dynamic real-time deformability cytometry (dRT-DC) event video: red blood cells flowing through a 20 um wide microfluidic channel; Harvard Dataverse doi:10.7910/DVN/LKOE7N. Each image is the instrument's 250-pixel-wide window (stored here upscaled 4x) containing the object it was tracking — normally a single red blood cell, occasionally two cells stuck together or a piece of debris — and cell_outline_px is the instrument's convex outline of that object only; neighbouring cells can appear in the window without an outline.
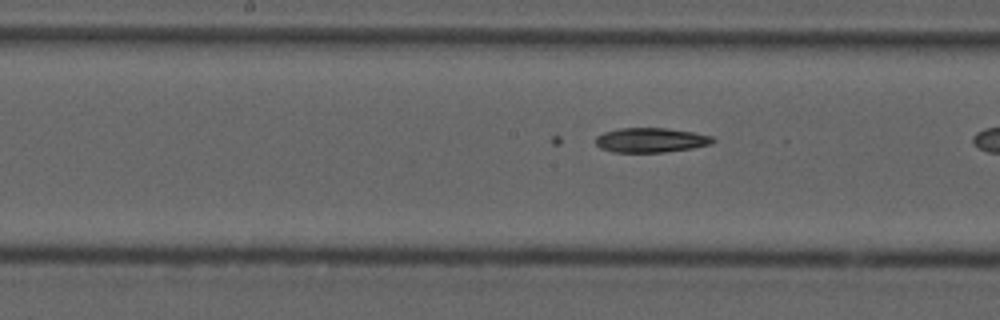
{"species": "common noctule bat (a hibernating species)", "species_latin": "Nyctalus noctula", "temperature_condition": "cold", "stored_images_in_passage": 26, "camera_frame_rate_fps": 3000, "um_per_image_px": 0.085, "animal": {"sex": "male", "forearm_length_mm": 52.5}, "frame": {"image": 1, "passage_image": 11, "time_ms": 3.333, "image_size_px": [1000, 320], "cell_outline_px": [[716, 140], [712, 144], [692, 148], [664, 152], [612, 152], [600, 148], [596, 144], [596, 136], [604, 132], [620, 128], [668, 128], [692, 132], [712, 136]], "centroid_in_image_um": [55.32, 11.91], "position_along_channel_um": 192.9, "area_um2": 16.82}}
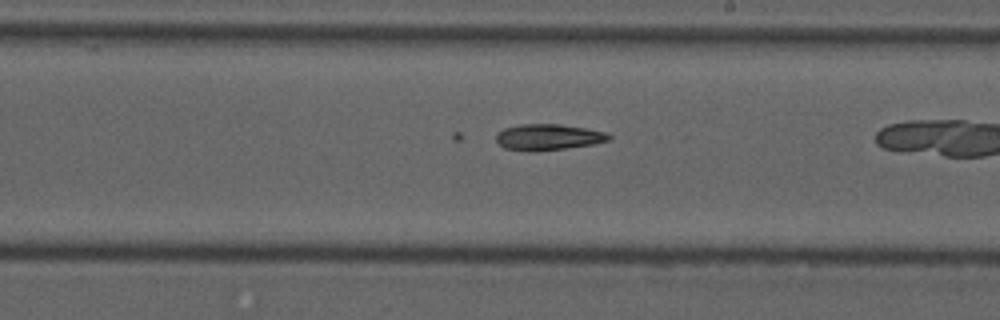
{"frame": {"image": 2, "passage_image": 15, "time_ms": 4.667, "image_size_px": [1000, 320], "cell_outline_px": [[612, 140], [592, 144], [564, 148], [532, 152], [528, 152], [504, 148], [496, 140], [496, 132], [504, 128], [520, 124], [560, 124], [584, 128], [604, 132], [612, 136]], "centroid_in_image_um": [46.56, 11.66], "position_along_channel_um": 242.4, "area_um2": 17.17}}